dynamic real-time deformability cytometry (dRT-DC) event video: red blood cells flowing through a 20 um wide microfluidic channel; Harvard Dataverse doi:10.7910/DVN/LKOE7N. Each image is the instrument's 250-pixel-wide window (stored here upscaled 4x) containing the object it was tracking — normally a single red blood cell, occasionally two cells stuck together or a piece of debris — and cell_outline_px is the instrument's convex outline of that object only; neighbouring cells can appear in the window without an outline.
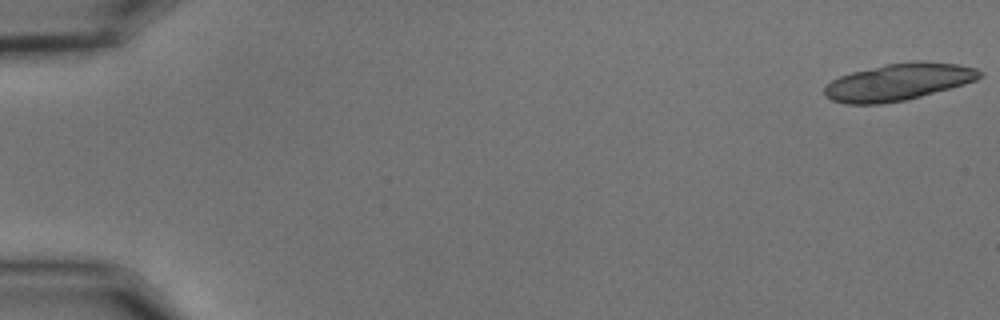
{"species": "common noctule bat (a hibernating species)", "species_latin": "Nyctalus noctula", "temperature_condition": "cold", "stored_images_in_passage": 22, "camera_frame_rate_fps": 3000, "um_per_image_px": 0.085, "animal": {"sex": "male", "body_mass_g": 15.6}, "frame": {"image": 1, "passage_image": 1, "time_ms": 0.0, "image_size_px": [1000, 320], "cell_outline_px": [[984, 72], [976, 80], [964, 84], [920, 96], [904, 100], [880, 104], [844, 104], [832, 100], [824, 96], [824, 88], [832, 80], [840, 76], [852, 72], [884, 64], [916, 60], [924, 60], [960, 64], [976, 68]], "centroid_in_image_um": [76.37, 6.95], "position_along_channel_um": 8.6, "area_um2": 33.58}}